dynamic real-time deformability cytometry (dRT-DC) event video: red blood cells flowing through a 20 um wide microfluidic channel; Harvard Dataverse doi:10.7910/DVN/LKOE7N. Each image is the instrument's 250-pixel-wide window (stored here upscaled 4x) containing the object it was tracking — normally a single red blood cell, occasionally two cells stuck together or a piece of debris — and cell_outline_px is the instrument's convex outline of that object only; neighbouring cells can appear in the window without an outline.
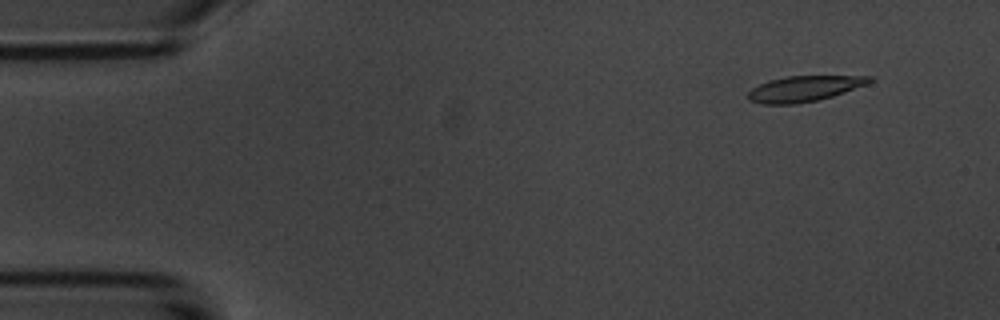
{"species": "common noctule bat (a hibernating species)", "species_latin": "Nyctalus noctula", "temperature_condition": "room temperature", "stored_images_in_passage": 54, "camera_frame_rate_fps": 3000, "um_per_image_px": 0.085, "animal": {"sex": "male", "body_mass_g": 20.1, "forearm_length_mm": 53.5}, "frame": {"image": 1, "passage_image": 5, "time_ms": 1.333, "image_size_px": [1000, 320], "cell_outline_px": [[876, 80], [868, 84], [832, 96], [816, 100], [796, 104], [760, 104], [748, 100], [748, 92], [752, 88], [768, 80], [788, 76], [872, 76]], "centroid_in_image_um": [68.36, 7.53], "position_along_channel_um": 16.6, "area_um2": 18.15}}
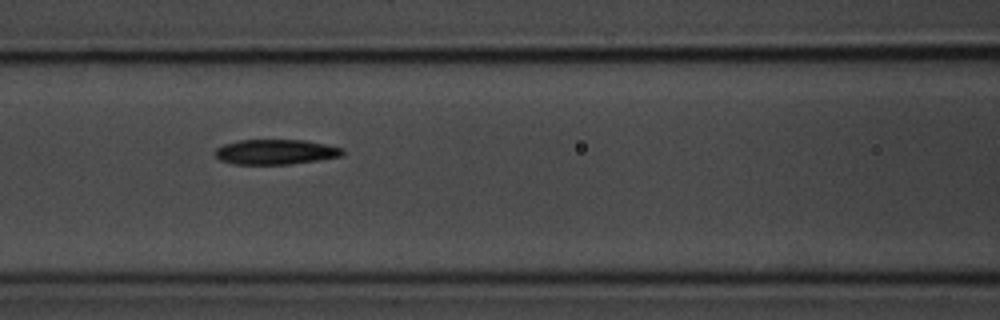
{"frame": {"image": 2, "passage_image": 23, "time_ms": 7.333, "image_size_px": [1000, 320], "cell_outline_px": [[344, 156], [288, 164], [232, 164], [220, 160], [216, 156], [216, 148], [224, 144], [240, 140], [304, 140], [344, 148]], "centroid_in_image_um": [23.44, 12.91], "position_along_channel_um": 143.2, "area_um2": 18.5}}
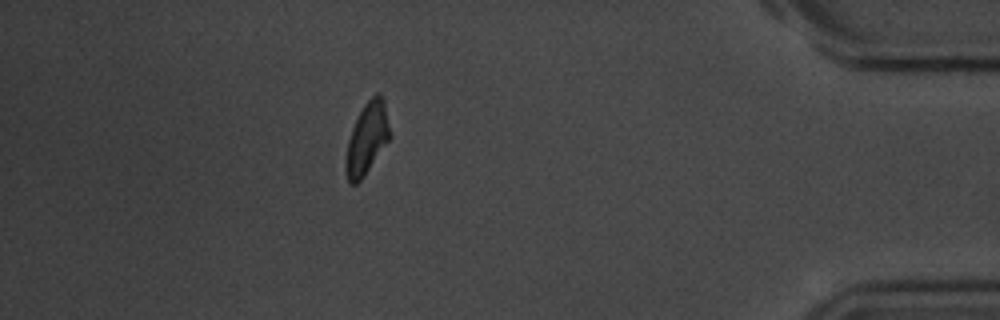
{"frame": {"image": 3, "passage_image": 48, "time_ms": 15.667, "image_size_px": [1000, 320], "cell_outline_px": [[392, 136], [364, 176], [356, 184], [348, 184], [344, 168], [344, 160], [348, 140], [352, 128], [364, 104], [376, 92], [380, 92], [384, 100]], "centroid_in_image_um": [31.19, 11.79], "position_along_channel_um": 404.0, "area_um2": 18.67}, "authors_computed_cell_mechanics": {"area_um2": 18.6983, "velocity_mm_per_s": 3.6885, "shape_relaxation_time_tau1_ms": 2.8397, "shape_relaxation_time_tau2_ms": 4.5251, "deformation_change_tau1": 0.1584, "deformation_change_tau2": 0.1235}}